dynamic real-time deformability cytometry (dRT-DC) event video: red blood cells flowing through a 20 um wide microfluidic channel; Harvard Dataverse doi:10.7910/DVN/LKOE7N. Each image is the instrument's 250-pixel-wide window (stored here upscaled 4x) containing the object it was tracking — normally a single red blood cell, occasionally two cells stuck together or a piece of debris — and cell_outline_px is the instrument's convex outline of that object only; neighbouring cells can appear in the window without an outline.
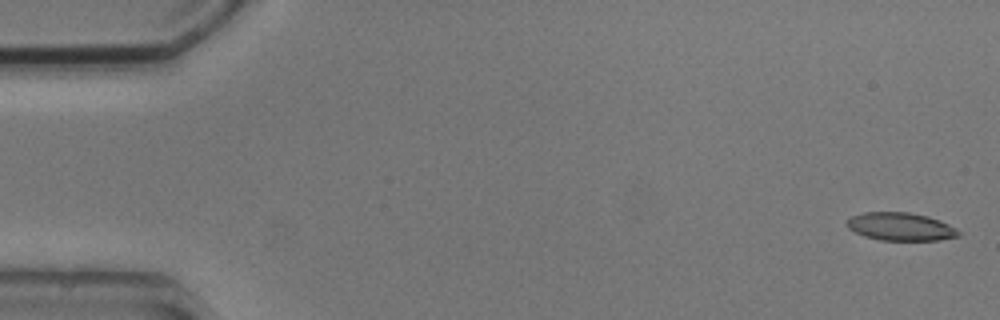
{"species": "common noctule bat (a hibernating species)", "species_latin": "Nyctalus noctula", "temperature_condition": "cold", "stored_images_in_passage": 4, "camera_frame_rate_fps": 3000, "um_per_image_px": 0.085, "animal": {"sex": "male", "body_mass_g": 20.5, "forearm_length_mm": 52.5}, "frame": {"image": 1, "passage_image": 1, "time_ms": 0.0, "image_size_px": [1000, 320], "cell_outline_px": [[960, 236], [940, 240], [880, 240], [864, 236], [848, 228], [848, 220], [852, 216], [864, 212], [908, 212], [928, 216], [940, 220], [956, 228], [960, 232]], "centroid_in_image_um": [76.59, 19.26], "position_along_channel_um": 8.4, "area_um2": 18.15}}